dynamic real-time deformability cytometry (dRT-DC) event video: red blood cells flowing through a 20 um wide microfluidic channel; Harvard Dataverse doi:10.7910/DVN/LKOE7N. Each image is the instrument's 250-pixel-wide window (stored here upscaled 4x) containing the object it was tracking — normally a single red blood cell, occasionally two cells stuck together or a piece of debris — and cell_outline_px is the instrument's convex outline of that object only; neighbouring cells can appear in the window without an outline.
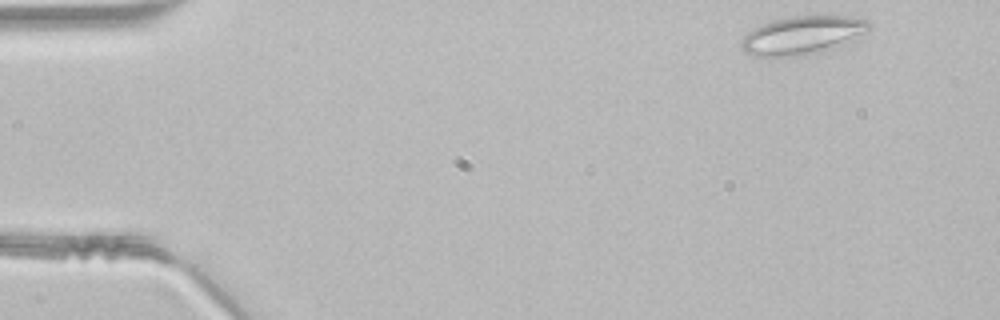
{"species": "common noctule bat (a hibernating species)", "species_latin": "Nyctalus noctula", "temperature_condition": "room temperature", "stored_images_in_passage": 6, "camera_frame_rate_fps": 3000, "um_per_image_px": 0.085, "animal": {"sex": "male", "body_mass_g": 21.5, "forearm_length_mm": 52.0}, "frame": {"image": 1, "passage_image": 1, "time_ms": 0.0, "image_size_px": [1000, 320], "cell_outline_px": [[872, 28], [868, 32], [852, 40], [820, 52], [796, 56], [760, 56], [744, 52], [740, 48], [740, 40], [752, 28], [776, 20], [792, 16], [828, 12], [872, 20]], "centroid_in_image_um": [68.3, 2.93], "position_along_channel_um": 16.7, "area_um2": 29.36}}